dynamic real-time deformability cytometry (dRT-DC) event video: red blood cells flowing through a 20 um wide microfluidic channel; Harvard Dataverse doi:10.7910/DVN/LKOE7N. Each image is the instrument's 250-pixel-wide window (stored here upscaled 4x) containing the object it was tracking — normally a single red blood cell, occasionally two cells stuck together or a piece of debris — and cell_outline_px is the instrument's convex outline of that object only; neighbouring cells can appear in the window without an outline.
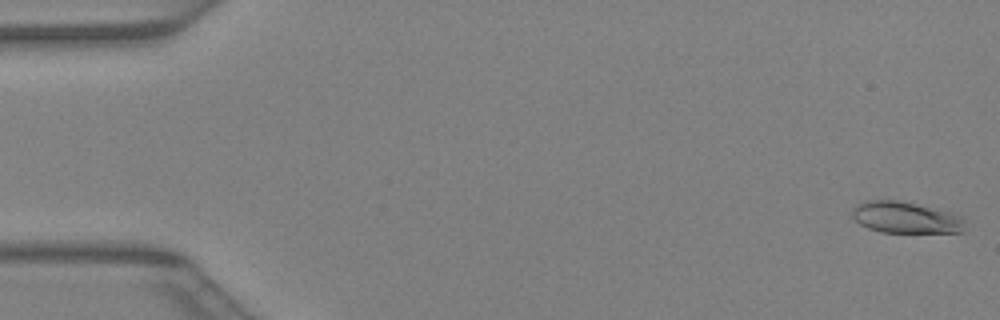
{"species": "Egyptian fruit bat (a non-hibernating species)", "species_latin": "Rousettus aegyptiacus", "temperature_condition": "warm", "stored_images_in_passage": 41, "camera_frame_rate_fps": 3000, "um_per_image_px": 0.085, "animal": {"sex": "female"}, "frame": {"image": 1, "passage_image": 1, "time_ms": 0.0, "image_size_px": [1000, 320], "cell_outline_px": [[964, 232], [880, 232], [868, 228], [860, 224], [852, 216], [852, 208], [856, 204], [868, 200], [896, 200], [960, 216], [964, 220]], "centroid_in_image_um": [76.9, 18.5], "position_along_channel_um": 8.1, "area_um2": 20.11}}
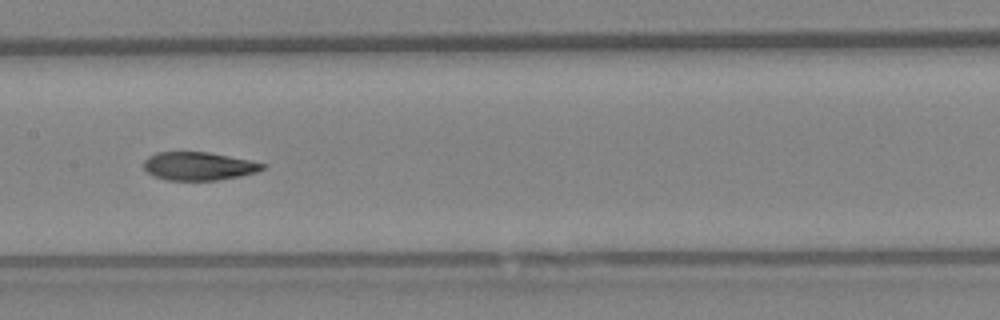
{"frame": {"image": 2, "passage_image": 21, "time_ms": 6.667, "image_size_px": [1000, 320], "cell_outline_px": [[264, 168], [256, 172], [240, 176], [216, 180], [164, 180], [152, 176], [144, 168], [144, 160], [148, 156], [156, 152], [208, 152], [248, 160], [264, 164]], "centroid_in_image_um": [16.82, 14.12], "position_along_channel_um": 190.6, "area_um2": 19.42}}
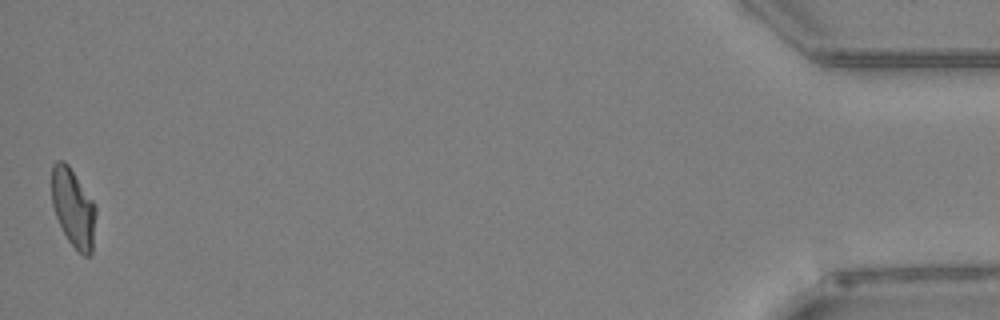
{"frame": {"image": 3, "passage_image": 41, "time_ms": 13.333, "image_size_px": [1000, 320], "cell_outline_px": [[96, 212], [92, 252], [88, 256], [84, 256], [68, 240], [56, 216], [52, 204], [52, 164], [56, 160], [64, 160], [68, 164], [92, 200], [96, 208]], "centroid_in_image_um": [6.22, 17.64], "position_along_channel_um": 429.0, "area_um2": 19.88}}